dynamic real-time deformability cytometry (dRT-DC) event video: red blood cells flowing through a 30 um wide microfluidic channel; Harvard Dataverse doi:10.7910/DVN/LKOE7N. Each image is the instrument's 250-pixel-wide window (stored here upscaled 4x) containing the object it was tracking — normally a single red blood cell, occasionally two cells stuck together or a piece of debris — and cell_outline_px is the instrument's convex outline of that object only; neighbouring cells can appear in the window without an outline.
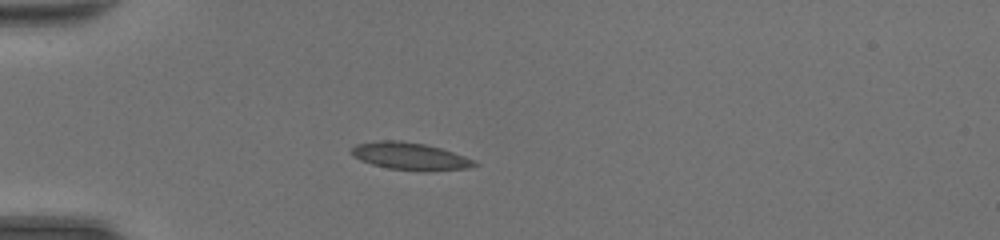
{"species": "common noctule bat (a hibernating species)", "species_latin": "Nyctalus noctula", "temperature_condition": "room temperature", "stored_images_in_passage": 34, "camera_frame_rate_fps": 3000, "um_per_image_px": 0.085, "animal": {"sex": "female", "body_mass_g": 20.0, "forearm_length_mm": 54.0}, "frame": {"image": 1, "passage_image": 1, "time_ms": 0.0, "image_size_px": [1000, 240], "cell_outline_px": [[480, 164], [468, 168], [424, 172], [388, 168], [372, 164], [360, 160], [352, 156], [348, 152], [356, 144], [380, 140], [400, 140], [424, 144], [440, 148], [476, 160]], "centroid_in_image_um": [34.84, 13.29], "position_along_channel_um": 50.2, "area_um2": 19.83}}
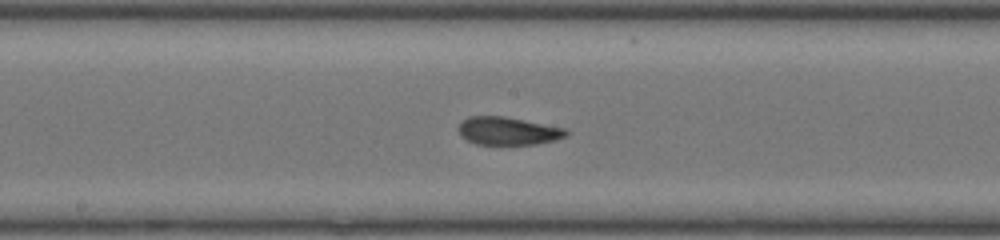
{"frame": {"image": 2, "passage_image": 13, "time_ms": 4.0, "image_size_px": [1000, 240], "cell_outline_px": [[568, 136], [556, 140], [536, 144], [476, 144], [460, 136], [460, 124], [468, 116], [504, 116], [568, 128]], "centroid_in_image_um": [43.25, 11.13], "position_along_channel_um": 205.0, "area_um2": 17.57}}
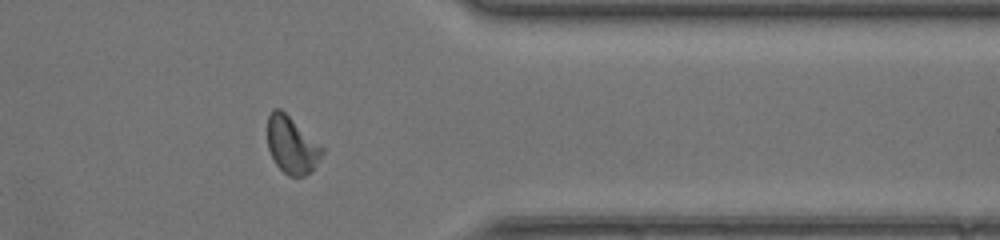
{"frame": {"image": 3, "passage_image": 26, "time_ms": 8.333, "image_size_px": [1000, 240], "cell_outline_px": [[324, 152], [312, 172], [304, 176], [288, 176], [276, 164], [268, 148], [268, 116], [272, 108], [280, 108], [324, 148]], "centroid_in_image_um": [24.81, 12.34], "position_along_channel_um": 386.6, "area_um2": 18.03}, "authors_computed_cell_mechanics": {"area_um2": 18.1492, "velocity_mm_per_s": 4.4063, "shape_relaxation_time_tau1_ms": null, "shape_relaxation_time_tau2_ms": 1.7454, "deformation_change_tau1": null, "deformation_change_tau2": 0.0725}}